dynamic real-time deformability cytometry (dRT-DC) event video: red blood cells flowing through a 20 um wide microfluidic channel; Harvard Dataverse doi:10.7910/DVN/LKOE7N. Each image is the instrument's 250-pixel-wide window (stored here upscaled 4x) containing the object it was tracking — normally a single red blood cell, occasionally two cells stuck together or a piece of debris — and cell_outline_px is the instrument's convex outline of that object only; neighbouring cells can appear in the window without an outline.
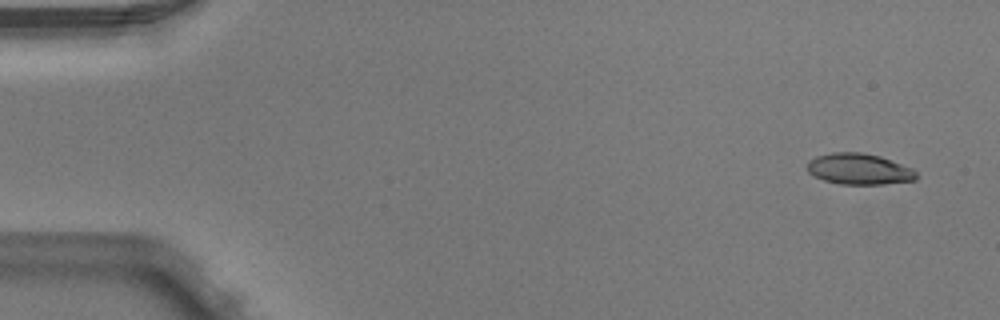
{"species": "Egyptian fruit bat (a non-hibernating species)", "species_latin": "Rousettus aegyptiacus", "temperature_condition": "warm", "stored_images_in_passage": 5, "camera_frame_rate_fps": 3000, "um_per_image_px": 0.085, "animal": {"sex": "male"}, "frame": {"image": 1, "passage_image": 1, "time_ms": 0.0, "image_size_px": [1000, 320], "cell_outline_px": [[916, 180], [884, 184], [840, 184], [824, 180], [808, 172], [808, 160], [816, 156], [832, 152], [860, 152], [880, 156], [912, 168], [916, 172]], "centroid_in_image_um": [73.02, 14.36], "position_along_channel_um": 12.0, "area_um2": 19.65}}
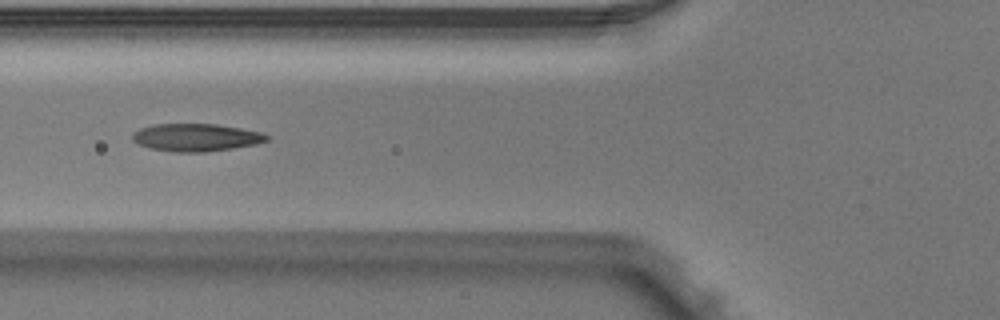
{"frame": {"image": 2, "passage_image": 5, "time_ms": 1.333, "image_size_px": [1000, 320], "cell_outline_px": [[268, 140], [256, 144], [232, 148], [204, 152], [172, 152], [148, 148], [132, 140], [132, 132], [140, 128], [152, 124], [216, 124], [240, 128], [260, 132], [268, 136]], "centroid_in_image_um": [16.61, 11.68], "position_along_channel_um": 109.2, "area_um2": 21.62}}